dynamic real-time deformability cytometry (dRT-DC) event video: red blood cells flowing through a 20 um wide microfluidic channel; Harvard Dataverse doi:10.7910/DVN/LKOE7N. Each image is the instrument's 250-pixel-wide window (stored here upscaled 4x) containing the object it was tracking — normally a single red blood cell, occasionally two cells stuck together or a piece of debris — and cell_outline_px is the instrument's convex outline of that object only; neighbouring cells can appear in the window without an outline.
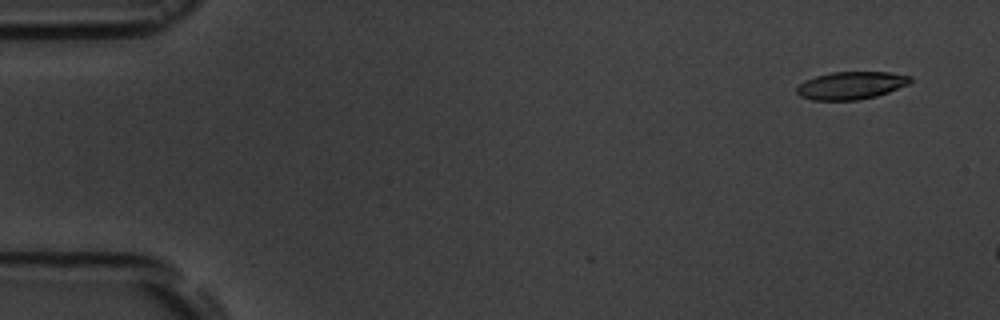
{"species": "common noctule bat (a hibernating species)", "species_latin": "Nyctalus noctula", "temperature_condition": "room temperature", "stored_images_in_passage": 2, "camera_frame_rate_fps": 3000, "um_per_image_px": 0.085, "animal": {"sex": "male", "body_mass_g": 19.5, "forearm_length_mm": 54.6}, "frame": {"image": 1, "passage_image": 1, "time_ms": 0.0, "image_size_px": [1000, 320], "cell_outline_px": [[912, 80], [908, 84], [888, 92], [876, 96], [856, 100], [812, 100], [800, 96], [796, 92], [796, 88], [804, 80], [816, 76], [832, 72], [888, 72], [912, 76]], "centroid_in_image_um": [72.32, 7.26], "position_along_channel_um": 12.7, "area_um2": 18.26}}